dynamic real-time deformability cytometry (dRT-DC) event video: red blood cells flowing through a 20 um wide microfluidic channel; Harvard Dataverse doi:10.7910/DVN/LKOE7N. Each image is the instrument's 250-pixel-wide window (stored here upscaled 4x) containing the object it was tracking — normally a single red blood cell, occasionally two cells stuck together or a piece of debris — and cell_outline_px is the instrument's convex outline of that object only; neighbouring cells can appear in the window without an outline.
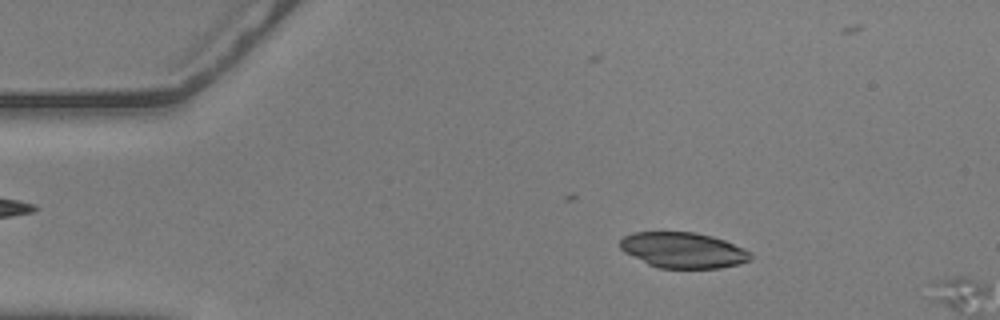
{"species": "common noctule bat (a hibernating species)", "species_latin": "Nyctalus noctula", "temperature_condition": "warm", "stored_images_in_passage": 14, "camera_frame_rate_fps": 3000, "um_per_image_px": 0.085, "animal": {"sex": "male", "body_mass_g": 20.5, "forearm_length_mm": 52.5}, "frame": {"image": 1, "passage_image": 9, "time_ms": 2.667, "image_size_px": [1000, 320], "cell_outline_px": [[752, 260], [740, 264], [720, 268], [660, 268], [648, 264], [624, 252], [620, 248], [620, 240], [624, 236], [632, 232], [696, 232], [712, 236], [724, 240], [744, 248], [752, 252]], "centroid_in_image_um": [58.1, 21.26], "position_along_channel_um": 26.9, "area_um2": 27.28}}